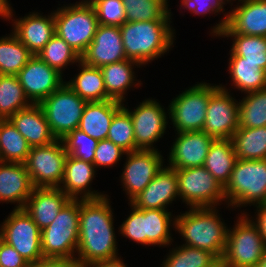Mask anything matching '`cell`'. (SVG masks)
Instances as JSON below:
<instances>
[{"label": "cell", "mask_w": 266, "mask_h": 267, "mask_svg": "<svg viewBox=\"0 0 266 267\" xmlns=\"http://www.w3.org/2000/svg\"><path fill=\"white\" fill-rule=\"evenodd\" d=\"M111 196L79 199V239L76 258L84 265L121 256Z\"/></svg>", "instance_id": "obj_1"}, {"label": "cell", "mask_w": 266, "mask_h": 267, "mask_svg": "<svg viewBox=\"0 0 266 267\" xmlns=\"http://www.w3.org/2000/svg\"><path fill=\"white\" fill-rule=\"evenodd\" d=\"M219 208V209H218ZM221 207L187 208L175 218V234L182 245L207 250L219 260L224 254L228 224L220 214Z\"/></svg>", "instance_id": "obj_2"}, {"label": "cell", "mask_w": 266, "mask_h": 267, "mask_svg": "<svg viewBox=\"0 0 266 267\" xmlns=\"http://www.w3.org/2000/svg\"><path fill=\"white\" fill-rule=\"evenodd\" d=\"M172 20L125 22L120 33L126 58L149 66L175 46L176 30Z\"/></svg>", "instance_id": "obj_3"}, {"label": "cell", "mask_w": 266, "mask_h": 267, "mask_svg": "<svg viewBox=\"0 0 266 267\" xmlns=\"http://www.w3.org/2000/svg\"><path fill=\"white\" fill-rule=\"evenodd\" d=\"M224 193L225 207L232 212L266 203V159H237Z\"/></svg>", "instance_id": "obj_4"}, {"label": "cell", "mask_w": 266, "mask_h": 267, "mask_svg": "<svg viewBox=\"0 0 266 267\" xmlns=\"http://www.w3.org/2000/svg\"><path fill=\"white\" fill-rule=\"evenodd\" d=\"M235 219L234 225L228 228L221 262L225 267H255L266 250V243L246 213L236 214Z\"/></svg>", "instance_id": "obj_5"}, {"label": "cell", "mask_w": 266, "mask_h": 267, "mask_svg": "<svg viewBox=\"0 0 266 267\" xmlns=\"http://www.w3.org/2000/svg\"><path fill=\"white\" fill-rule=\"evenodd\" d=\"M175 95L169 107V120L175 133L201 131L206 120L210 96L219 88L218 84L202 81Z\"/></svg>", "instance_id": "obj_6"}, {"label": "cell", "mask_w": 266, "mask_h": 267, "mask_svg": "<svg viewBox=\"0 0 266 267\" xmlns=\"http://www.w3.org/2000/svg\"><path fill=\"white\" fill-rule=\"evenodd\" d=\"M79 239V199H71L41 230L44 258H75Z\"/></svg>", "instance_id": "obj_7"}, {"label": "cell", "mask_w": 266, "mask_h": 267, "mask_svg": "<svg viewBox=\"0 0 266 267\" xmlns=\"http://www.w3.org/2000/svg\"><path fill=\"white\" fill-rule=\"evenodd\" d=\"M55 33L81 57L93 41L99 25L92 4L53 9Z\"/></svg>", "instance_id": "obj_8"}, {"label": "cell", "mask_w": 266, "mask_h": 267, "mask_svg": "<svg viewBox=\"0 0 266 267\" xmlns=\"http://www.w3.org/2000/svg\"><path fill=\"white\" fill-rule=\"evenodd\" d=\"M176 175L180 202L186 208L219 207L226 204L224 187L204 166L177 169Z\"/></svg>", "instance_id": "obj_9"}, {"label": "cell", "mask_w": 266, "mask_h": 267, "mask_svg": "<svg viewBox=\"0 0 266 267\" xmlns=\"http://www.w3.org/2000/svg\"><path fill=\"white\" fill-rule=\"evenodd\" d=\"M157 101L158 99L153 97L144 98L133 107L134 109H129L128 102L123 103V108L130 114L133 122L135 151L139 149L160 151L155 144L167 134L170 120L169 107L165 109L160 101Z\"/></svg>", "instance_id": "obj_10"}, {"label": "cell", "mask_w": 266, "mask_h": 267, "mask_svg": "<svg viewBox=\"0 0 266 267\" xmlns=\"http://www.w3.org/2000/svg\"><path fill=\"white\" fill-rule=\"evenodd\" d=\"M86 104L87 101L65 83L40 103L56 139L79 127Z\"/></svg>", "instance_id": "obj_11"}, {"label": "cell", "mask_w": 266, "mask_h": 267, "mask_svg": "<svg viewBox=\"0 0 266 267\" xmlns=\"http://www.w3.org/2000/svg\"><path fill=\"white\" fill-rule=\"evenodd\" d=\"M1 239L30 264L42 259L41 229L24 209H13L0 224Z\"/></svg>", "instance_id": "obj_12"}, {"label": "cell", "mask_w": 266, "mask_h": 267, "mask_svg": "<svg viewBox=\"0 0 266 267\" xmlns=\"http://www.w3.org/2000/svg\"><path fill=\"white\" fill-rule=\"evenodd\" d=\"M67 155L61 139L46 146L31 147L25 165L33 187H59Z\"/></svg>", "instance_id": "obj_13"}, {"label": "cell", "mask_w": 266, "mask_h": 267, "mask_svg": "<svg viewBox=\"0 0 266 267\" xmlns=\"http://www.w3.org/2000/svg\"><path fill=\"white\" fill-rule=\"evenodd\" d=\"M126 156V158H125ZM119 181L129 203L139 195L165 165L161 151L136 150L126 152Z\"/></svg>", "instance_id": "obj_14"}, {"label": "cell", "mask_w": 266, "mask_h": 267, "mask_svg": "<svg viewBox=\"0 0 266 267\" xmlns=\"http://www.w3.org/2000/svg\"><path fill=\"white\" fill-rule=\"evenodd\" d=\"M230 87L219 83V88L210 96L203 130L215 139H232L239 128V99Z\"/></svg>", "instance_id": "obj_15"}, {"label": "cell", "mask_w": 266, "mask_h": 267, "mask_svg": "<svg viewBox=\"0 0 266 267\" xmlns=\"http://www.w3.org/2000/svg\"><path fill=\"white\" fill-rule=\"evenodd\" d=\"M43 14L40 10H37V12L26 13L24 17H16L12 7L3 19V21L12 23V30L10 31L33 55L38 54L55 35L54 11L48 12V15Z\"/></svg>", "instance_id": "obj_16"}, {"label": "cell", "mask_w": 266, "mask_h": 267, "mask_svg": "<svg viewBox=\"0 0 266 267\" xmlns=\"http://www.w3.org/2000/svg\"><path fill=\"white\" fill-rule=\"evenodd\" d=\"M17 78L32 104H40L66 81L63 74L46 64L37 55L29 59L17 74Z\"/></svg>", "instance_id": "obj_17"}, {"label": "cell", "mask_w": 266, "mask_h": 267, "mask_svg": "<svg viewBox=\"0 0 266 267\" xmlns=\"http://www.w3.org/2000/svg\"><path fill=\"white\" fill-rule=\"evenodd\" d=\"M175 137L171 147L168 148L166 166L176 170L204 166L215 138L202 130L175 133Z\"/></svg>", "instance_id": "obj_18"}, {"label": "cell", "mask_w": 266, "mask_h": 267, "mask_svg": "<svg viewBox=\"0 0 266 267\" xmlns=\"http://www.w3.org/2000/svg\"><path fill=\"white\" fill-rule=\"evenodd\" d=\"M176 200L180 201L176 169L165 164L130 203L138 209L170 210L169 206H172Z\"/></svg>", "instance_id": "obj_19"}, {"label": "cell", "mask_w": 266, "mask_h": 267, "mask_svg": "<svg viewBox=\"0 0 266 267\" xmlns=\"http://www.w3.org/2000/svg\"><path fill=\"white\" fill-rule=\"evenodd\" d=\"M236 1L231 0L230 16L221 33L266 37V0Z\"/></svg>", "instance_id": "obj_20"}, {"label": "cell", "mask_w": 266, "mask_h": 267, "mask_svg": "<svg viewBox=\"0 0 266 267\" xmlns=\"http://www.w3.org/2000/svg\"><path fill=\"white\" fill-rule=\"evenodd\" d=\"M126 59L120 27L100 24L93 41L81 56L85 64L98 68Z\"/></svg>", "instance_id": "obj_21"}, {"label": "cell", "mask_w": 266, "mask_h": 267, "mask_svg": "<svg viewBox=\"0 0 266 267\" xmlns=\"http://www.w3.org/2000/svg\"><path fill=\"white\" fill-rule=\"evenodd\" d=\"M96 168L93 163L74 158L69 154L65 160L64 174L59 188L71 199H98L108 194L93 190V180H96Z\"/></svg>", "instance_id": "obj_22"}, {"label": "cell", "mask_w": 266, "mask_h": 267, "mask_svg": "<svg viewBox=\"0 0 266 267\" xmlns=\"http://www.w3.org/2000/svg\"><path fill=\"white\" fill-rule=\"evenodd\" d=\"M33 188L25 163L0 161V204L23 209Z\"/></svg>", "instance_id": "obj_23"}, {"label": "cell", "mask_w": 266, "mask_h": 267, "mask_svg": "<svg viewBox=\"0 0 266 267\" xmlns=\"http://www.w3.org/2000/svg\"><path fill=\"white\" fill-rule=\"evenodd\" d=\"M70 200L59 187H35L23 209L42 230L53 222Z\"/></svg>", "instance_id": "obj_24"}, {"label": "cell", "mask_w": 266, "mask_h": 267, "mask_svg": "<svg viewBox=\"0 0 266 267\" xmlns=\"http://www.w3.org/2000/svg\"><path fill=\"white\" fill-rule=\"evenodd\" d=\"M8 120L27 140L30 147L46 146L57 140L50 130L40 104H31L21 109Z\"/></svg>", "instance_id": "obj_25"}, {"label": "cell", "mask_w": 266, "mask_h": 267, "mask_svg": "<svg viewBox=\"0 0 266 267\" xmlns=\"http://www.w3.org/2000/svg\"><path fill=\"white\" fill-rule=\"evenodd\" d=\"M142 67L138 62L129 59L100 67L108 98L121 103L126 102L129 90L143 85V81L137 79V72L134 70Z\"/></svg>", "instance_id": "obj_26"}, {"label": "cell", "mask_w": 266, "mask_h": 267, "mask_svg": "<svg viewBox=\"0 0 266 267\" xmlns=\"http://www.w3.org/2000/svg\"><path fill=\"white\" fill-rule=\"evenodd\" d=\"M122 107L115 100L87 102L78 129L97 141L107 139L112 119Z\"/></svg>", "instance_id": "obj_27"}, {"label": "cell", "mask_w": 266, "mask_h": 267, "mask_svg": "<svg viewBox=\"0 0 266 267\" xmlns=\"http://www.w3.org/2000/svg\"><path fill=\"white\" fill-rule=\"evenodd\" d=\"M228 69L231 85L242 95L245 93L266 88V71L258 64L246 62L241 56H236L229 51Z\"/></svg>", "instance_id": "obj_28"}, {"label": "cell", "mask_w": 266, "mask_h": 267, "mask_svg": "<svg viewBox=\"0 0 266 267\" xmlns=\"http://www.w3.org/2000/svg\"><path fill=\"white\" fill-rule=\"evenodd\" d=\"M169 210L143 209L145 246L171 247L176 215Z\"/></svg>", "instance_id": "obj_29"}, {"label": "cell", "mask_w": 266, "mask_h": 267, "mask_svg": "<svg viewBox=\"0 0 266 267\" xmlns=\"http://www.w3.org/2000/svg\"><path fill=\"white\" fill-rule=\"evenodd\" d=\"M76 66L78 73L76 72L69 81H65V84L87 102L110 100L101 69L87 65L82 60Z\"/></svg>", "instance_id": "obj_30"}, {"label": "cell", "mask_w": 266, "mask_h": 267, "mask_svg": "<svg viewBox=\"0 0 266 267\" xmlns=\"http://www.w3.org/2000/svg\"><path fill=\"white\" fill-rule=\"evenodd\" d=\"M237 161L232 139H214L204 167L223 187L229 182L231 172Z\"/></svg>", "instance_id": "obj_31"}, {"label": "cell", "mask_w": 266, "mask_h": 267, "mask_svg": "<svg viewBox=\"0 0 266 267\" xmlns=\"http://www.w3.org/2000/svg\"><path fill=\"white\" fill-rule=\"evenodd\" d=\"M32 56L12 31L0 37V75H17Z\"/></svg>", "instance_id": "obj_32"}, {"label": "cell", "mask_w": 266, "mask_h": 267, "mask_svg": "<svg viewBox=\"0 0 266 267\" xmlns=\"http://www.w3.org/2000/svg\"><path fill=\"white\" fill-rule=\"evenodd\" d=\"M237 159H266V126L238 128L232 137Z\"/></svg>", "instance_id": "obj_33"}, {"label": "cell", "mask_w": 266, "mask_h": 267, "mask_svg": "<svg viewBox=\"0 0 266 267\" xmlns=\"http://www.w3.org/2000/svg\"><path fill=\"white\" fill-rule=\"evenodd\" d=\"M232 40L230 51L241 56L244 61L258 64L266 71V37L256 35H242L237 33H220L217 38Z\"/></svg>", "instance_id": "obj_34"}, {"label": "cell", "mask_w": 266, "mask_h": 267, "mask_svg": "<svg viewBox=\"0 0 266 267\" xmlns=\"http://www.w3.org/2000/svg\"><path fill=\"white\" fill-rule=\"evenodd\" d=\"M160 267H210L219 259L211 252L187 245L172 244Z\"/></svg>", "instance_id": "obj_35"}, {"label": "cell", "mask_w": 266, "mask_h": 267, "mask_svg": "<svg viewBox=\"0 0 266 267\" xmlns=\"http://www.w3.org/2000/svg\"><path fill=\"white\" fill-rule=\"evenodd\" d=\"M30 148L8 119L0 120V161L25 163Z\"/></svg>", "instance_id": "obj_36"}, {"label": "cell", "mask_w": 266, "mask_h": 267, "mask_svg": "<svg viewBox=\"0 0 266 267\" xmlns=\"http://www.w3.org/2000/svg\"><path fill=\"white\" fill-rule=\"evenodd\" d=\"M31 104L17 75H0V120L9 119Z\"/></svg>", "instance_id": "obj_37"}, {"label": "cell", "mask_w": 266, "mask_h": 267, "mask_svg": "<svg viewBox=\"0 0 266 267\" xmlns=\"http://www.w3.org/2000/svg\"><path fill=\"white\" fill-rule=\"evenodd\" d=\"M126 22L172 20L170 0H122Z\"/></svg>", "instance_id": "obj_38"}, {"label": "cell", "mask_w": 266, "mask_h": 267, "mask_svg": "<svg viewBox=\"0 0 266 267\" xmlns=\"http://www.w3.org/2000/svg\"><path fill=\"white\" fill-rule=\"evenodd\" d=\"M243 95L239 100V128L266 126V88Z\"/></svg>", "instance_id": "obj_39"}, {"label": "cell", "mask_w": 266, "mask_h": 267, "mask_svg": "<svg viewBox=\"0 0 266 267\" xmlns=\"http://www.w3.org/2000/svg\"><path fill=\"white\" fill-rule=\"evenodd\" d=\"M36 55L63 75H65L64 71L66 69L69 70L68 66H73L81 60V57L75 50H73L68 43L56 33Z\"/></svg>", "instance_id": "obj_40"}, {"label": "cell", "mask_w": 266, "mask_h": 267, "mask_svg": "<svg viewBox=\"0 0 266 267\" xmlns=\"http://www.w3.org/2000/svg\"><path fill=\"white\" fill-rule=\"evenodd\" d=\"M181 3L178 5L180 8L179 10L183 13L188 11V13H191L193 15L198 16H208V18L212 15H221L223 14V17H221V20L216 22L214 26L210 27V36L217 38V36L222 32L224 27L226 26L227 19L230 16V11H225V6L228 4H231V0H179ZM182 9V10H181ZM190 11V12H189ZM227 12V13H226Z\"/></svg>", "instance_id": "obj_41"}, {"label": "cell", "mask_w": 266, "mask_h": 267, "mask_svg": "<svg viewBox=\"0 0 266 267\" xmlns=\"http://www.w3.org/2000/svg\"><path fill=\"white\" fill-rule=\"evenodd\" d=\"M107 139L126 152L135 151L133 122L130 114L123 107L114 115Z\"/></svg>", "instance_id": "obj_42"}, {"label": "cell", "mask_w": 266, "mask_h": 267, "mask_svg": "<svg viewBox=\"0 0 266 267\" xmlns=\"http://www.w3.org/2000/svg\"><path fill=\"white\" fill-rule=\"evenodd\" d=\"M65 151L72 157L94 163L95 150L98 141L76 128L62 139Z\"/></svg>", "instance_id": "obj_43"}, {"label": "cell", "mask_w": 266, "mask_h": 267, "mask_svg": "<svg viewBox=\"0 0 266 267\" xmlns=\"http://www.w3.org/2000/svg\"><path fill=\"white\" fill-rule=\"evenodd\" d=\"M93 7L100 25L120 27L126 22L122 0H98Z\"/></svg>", "instance_id": "obj_44"}, {"label": "cell", "mask_w": 266, "mask_h": 267, "mask_svg": "<svg viewBox=\"0 0 266 267\" xmlns=\"http://www.w3.org/2000/svg\"><path fill=\"white\" fill-rule=\"evenodd\" d=\"M130 206V213L127 218L121 222L118 227V232L121 236L128 238L130 241L137 243L138 245L145 246V235L143 227V209H138L134 205L128 202Z\"/></svg>", "instance_id": "obj_45"}, {"label": "cell", "mask_w": 266, "mask_h": 267, "mask_svg": "<svg viewBox=\"0 0 266 267\" xmlns=\"http://www.w3.org/2000/svg\"><path fill=\"white\" fill-rule=\"evenodd\" d=\"M126 151L120 146L115 145L109 139H103L98 141L95 150L94 165L96 170L101 168H112L119 164L120 160L123 159ZM100 168V169H98Z\"/></svg>", "instance_id": "obj_46"}, {"label": "cell", "mask_w": 266, "mask_h": 267, "mask_svg": "<svg viewBox=\"0 0 266 267\" xmlns=\"http://www.w3.org/2000/svg\"><path fill=\"white\" fill-rule=\"evenodd\" d=\"M0 267H30V264L11 245L0 240Z\"/></svg>", "instance_id": "obj_47"}, {"label": "cell", "mask_w": 266, "mask_h": 267, "mask_svg": "<svg viewBox=\"0 0 266 267\" xmlns=\"http://www.w3.org/2000/svg\"><path fill=\"white\" fill-rule=\"evenodd\" d=\"M30 267H84V264L75 258H44Z\"/></svg>", "instance_id": "obj_48"}, {"label": "cell", "mask_w": 266, "mask_h": 267, "mask_svg": "<svg viewBox=\"0 0 266 267\" xmlns=\"http://www.w3.org/2000/svg\"><path fill=\"white\" fill-rule=\"evenodd\" d=\"M253 208H255V214L252 215L253 217L250 215L249 212L245 211L244 209L240 211L238 210V212L246 213L251 218V220L258 226L260 234L266 243V203L256 205Z\"/></svg>", "instance_id": "obj_49"}, {"label": "cell", "mask_w": 266, "mask_h": 267, "mask_svg": "<svg viewBox=\"0 0 266 267\" xmlns=\"http://www.w3.org/2000/svg\"><path fill=\"white\" fill-rule=\"evenodd\" d=\"M122 256L108 259V260H99L87 263L84 267H129L127 263H124Z\"/></svg>", "instance_id": "obj_50"}, {"label": "cell", "mask_w": 266, "mask_h": 267, "mask_svg": "<svg viewBox=\"0 0 266 267\" xmlns=\"http://www.w3.org/2000/svg\"><path fill=\"white\" fill-rule=\"evenodd\" d=\"M10 0H0V18L3 20L12 8Z\"/></svg>", "instance_id": "obj_51"}, {"label": "cell", "mask_w": 266, "mask_h": 267, "mask_svg": "<svg viewBox=\"0 0 266 267\" xmlns=\"http://www.w3.org/2000/svg\"><path fill=\"white\" fill-rule=\"evenodd\" d=\"M86 4H88V0H79V1H76L75 3L73 2V3H66V2H64V4L63 5H60V4H58L59 5V8H60V6L61 7H66V6H80V5H86Z\"/></svg>", "instance_id": "obj_52"}, {"label": "cell", "mask_w": 266, "mask_h": 267, "mask_svg": "<svg viewBox=\"0 0 266 267\" xmlns=\"http://www.w3.org/2000/svg\"><path fill=\"white\" fill-rule=\"evenodd\" d=\"M255 267H266V250Z\"/></svg>", "instance_id": "obj_53"}, {"label": "cell", "mask_w": 266, "mask_h": 267, "mask_svg": "<svg viewBox=\"0 0 266 267\" xmlns=\"http://www.w3.org/2000/svg\"><path fill=\"white\" fill-rule=\"evenodd\" d=\"M210 267H225L224 264L221 262V260H219L214 266H210Z\"/></svg>", "instance_id": "obj_54"}, {"label": "cell", "mask_w": 266, "mask_h": 267, "mask_svg": "<svg viewBox=\"0 0 266 267\" xmlns=\"http://www.w3.org/2000/svg\"><path fill=\"white\" fill-rule=\"evenodd\" d=\"M96 1H98V0H88V4H94Z\"/></svg>", "instance_id": "obj_55"}]
</instances>
